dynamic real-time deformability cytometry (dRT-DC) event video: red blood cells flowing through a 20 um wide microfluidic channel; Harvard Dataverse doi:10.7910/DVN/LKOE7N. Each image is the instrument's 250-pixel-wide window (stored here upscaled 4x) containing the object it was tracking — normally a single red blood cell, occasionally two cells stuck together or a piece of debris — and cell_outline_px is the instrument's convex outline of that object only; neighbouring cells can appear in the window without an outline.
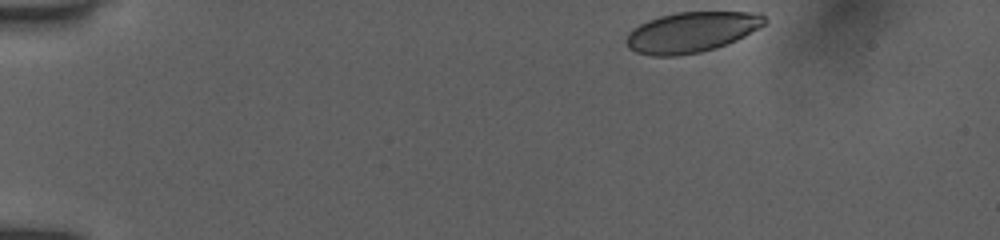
{"species": "human", "species_latin": "Homo sapiens", "temperature_condition": "room temperature", "stored_images_in_passage": 40, "camera_frame_rate_fps": 3000, "um_per_image_px": 0.085, "donor": {"sex": "female"}, "frame": {"image": 1, "passage_image": 1, "time_ms": 0.0, "image_size_px": [1000, 240], "cell_outline_px": [[768, 20], [764, 24], [744, 36], [736, 40], [716, 48], [700, 52], [676, 56], [652, 56], [636, 52], [628, 48], [624, 40], [628, 32], [632, 28], [648, 20], [660, 16], [676, 12], [760, 12]], "centroid_in_image_um": [58.74, 2.73], "position_along_channel_um": 26.3, "area_um2": 32.71}}
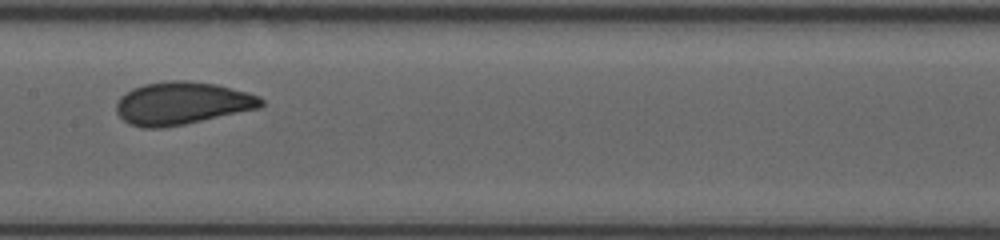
{"frame": {"image": 2, "passage_image": 23, "time_ms": 6.667, "image_size_px": [1000, 240], "cell_outline_px": [[264, 104], [260, 108], [184, 124], [164, 128], [140, 128], [128, 124], [116, 112], [116, 104], [120, 96], [132, 88], [144, 84], [172, 80], [184, 80], [216, 84], [248, 92], [260, 96], [264, 100]], "centroid_in_image_um": [15.46, 8.78], "position_along_channel_um": 191.9, "area_um2": 36.18}}
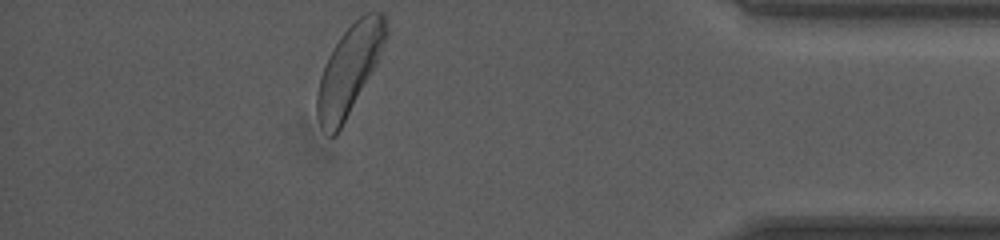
{"frame": {"image": 3, "passage_image": 40, "time_ms": 13.0, "image_size_px": [1000, 240], "cell_outline_px": [[388, 36], [376, 64], [336, 136], [328, 136], [320, 124], [316, 112], [316, 92], [320, 76], [324, 64], [332, 48], [340, 36], [364, 12], [380, 12], [384, 16], [388, 28]], "centroid_in_image_um": [29.68, 5.91], "position_along_channel_um": 405.5, "area_um2": 35.32}, "authors_computed_cell_mechanics": {"area_um2": 34.7956, "velocity_mm_per_s": 3.9324, "shape_relaxation_time_tau1_ms": 3.5867, "shape_relaxation_time_tau2_ms": null, "deformation_change_tau1": 0.1321, "deformation_change_tau2": null}}